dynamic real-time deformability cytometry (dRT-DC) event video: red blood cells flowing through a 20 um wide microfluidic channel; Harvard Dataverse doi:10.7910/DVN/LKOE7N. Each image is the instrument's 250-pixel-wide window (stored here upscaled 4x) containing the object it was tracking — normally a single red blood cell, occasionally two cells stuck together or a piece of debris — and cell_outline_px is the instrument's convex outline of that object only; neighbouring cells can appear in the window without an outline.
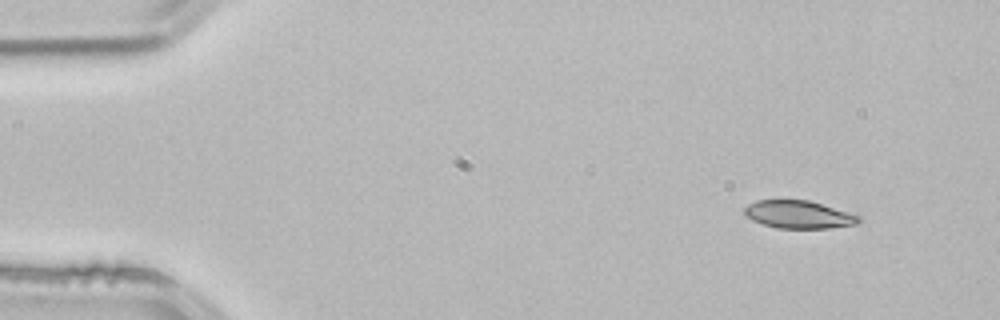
{"species": "common noctule bat (a hibernating species)", "species_latin": "Nyctalus noctula", "temperature_condition": "room temperature", "stored_images_in_passage": 3, "camera_frame_rate_fps": 3000, "um_per_image_px": 0.085, "animal": {"sex": "male", "body_mass_g": 21.5, "forearm_length_mm": 52.0}, "frame": {"image": 1, "passage_image": 1, "time_ms": 0.0, "image_size_px": [1000, 320], "cell_outline_px": [[860, 220], [856, 224], [828, 228], [776, 228], [752, 220], [744, 216], [744, 208], [748, 204], [756, 200], [808, 200], [860, 216]], "centroid_in_image_um": [67.83, 18.23], "position_along_channel_um": 17.2, "area_um2": 18.32}}
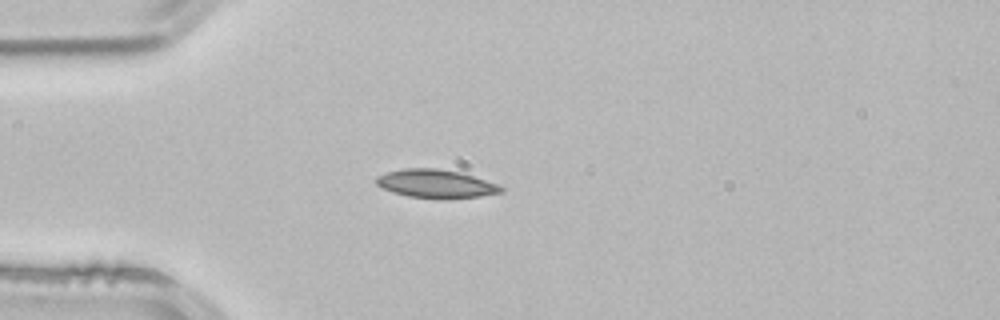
{"frame": {"image": 2, "passage_image": 3, "time_ms": 0.667, "image_size_px": [1000, 320], "cell_outline_px": [[504, 192], [480, 196], [444, 200], [408, 196], [392, 192], [376, 184], [376, 176], [388, 172], [404, 168], [436, 168], [460, 172], [500, 184], [504, 188]], "centroid_in_image_um": [37.1, 15.63], "position_along_channel_um": 47.9, "area_um2": 20.92}}